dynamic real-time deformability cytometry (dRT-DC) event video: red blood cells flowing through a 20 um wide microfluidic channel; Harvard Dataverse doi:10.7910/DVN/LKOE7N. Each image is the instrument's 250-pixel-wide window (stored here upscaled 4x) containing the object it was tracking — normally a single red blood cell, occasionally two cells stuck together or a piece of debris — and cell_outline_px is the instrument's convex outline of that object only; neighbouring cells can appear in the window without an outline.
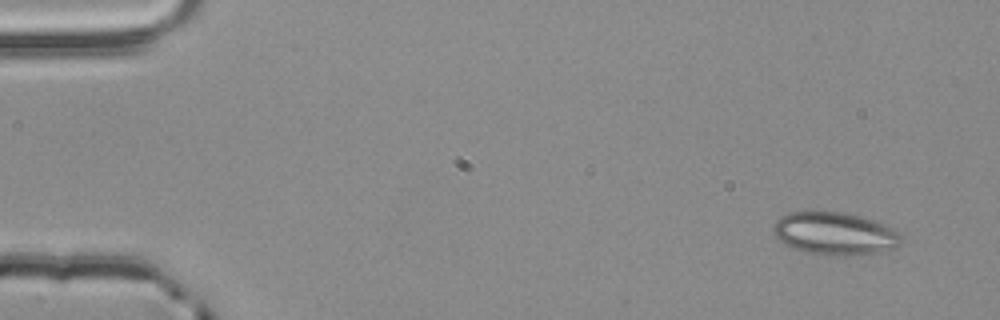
{"species": "common noctule bat (a hibernating species)", "species_latin": "Nyctalus noctula", "temperature_condition": "room temperature", "stored_images_in_passage": 4, "camera_frame_rate_fps": 3000, "um_per_image_px": 0.085, "animal": {"sex": "male", "body_mass_g": 20.4}, "frame": {"image": 1, "passage_image": 1, "time_ms": 0.0, "image_size_px": [1000, 320], "cell_outline_px": [[900, 244], [896, 248], [876, 252], [836, 256], [824, 256], [804, 252], [792, 248], [784, 244], [772, 232], [772, 228], [776, 220], [780, 216], [788, 212], [840, 212], [860, 216], [888, 224], [896, 228], [900, 232]], "centroid_in_image_um": [70.95, 19.85], "position_along_channel_um": 14.0, "area_um2": 32.14}}